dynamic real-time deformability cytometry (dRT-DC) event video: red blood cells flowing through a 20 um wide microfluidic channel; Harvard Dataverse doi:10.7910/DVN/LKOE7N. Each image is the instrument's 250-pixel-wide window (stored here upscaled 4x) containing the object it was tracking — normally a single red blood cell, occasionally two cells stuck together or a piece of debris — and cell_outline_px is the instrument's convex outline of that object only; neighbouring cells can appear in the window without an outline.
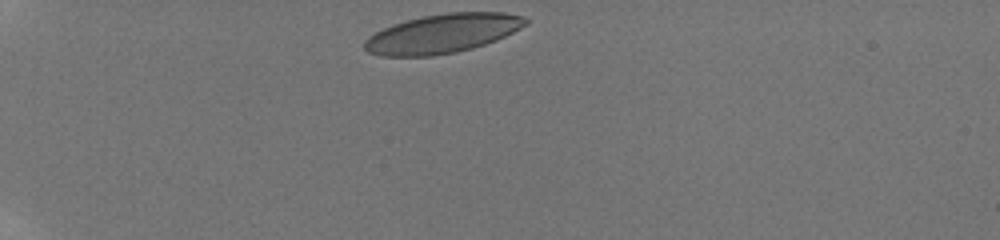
{"species": "human", "species_latin": "Homo sapiens", "temperature_condition": "room temperature", "stored_images_in_passage": 36, "camera_frame_rate_fps": 3000, "um_per_image_px": 0.085, "donor": {"sex": "male"}, "frame": {"image": 1, "passage_image": 1, "time_ms": 0.0, "image_size_px": [1000, 240], "cell_outline_px": [[528, 24], [496, 40], [472, 48], [456, 52], [432, 56], [380, 56], [368, 52], [364, 48], [364, 40], [368, 36], [392, 24], [424, 16], [448, 12], [504, 12], [524, 16], [528, 20]], "centroid_in_image_um": [37.61, 2.85], "position_along_channel_um": 47.4, "area_um2": 36.59}}
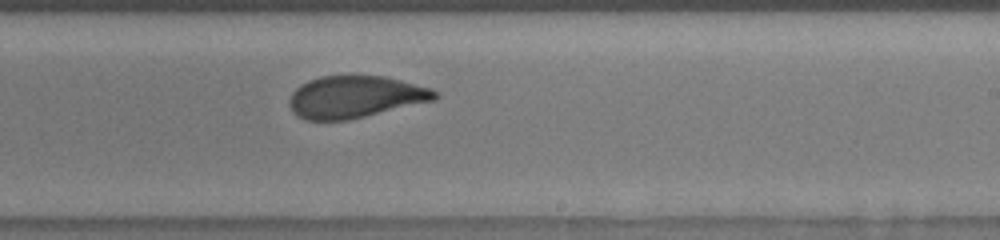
{"frame": {"image": 2, "passage_image": 22, "time_ms": 7.0, "image_size_px": [1000, 240], "cell_outline_px": [[440, 96], [436, 100], [348, 120], [304, 120], [292, 112], [288, 104], [288, 100], [292, 92], [300, 84], [308, 80], [320, 76], [384, 76], [432, 88], [440, 92]], "centroid_in_image_um": [30.19, 8.24], "position_along_channel_um": 258.8, "area_um2": 35.95}}
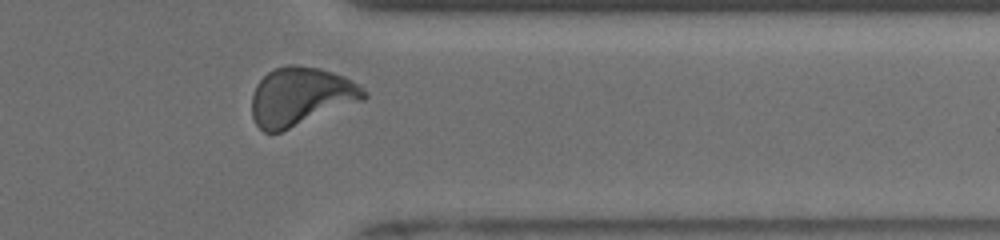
{"frame": {"image": 3, "passage_image": 32, "time_ms": 10.333, "image_size_px": [1000, 240], "cell_outline_px": [[368, 96], [364, 100], [280, 132], [264, 132], [256, 124], [252, 116], [252, 96], [256, 84], [268, 72], [276, 68], [288, 64], [296, 64], [320, 68], [344, 76], [364, 88], [368, 92]], "centroid_in_image_um": [25.57, 8.19], "position_along_channel_um": 385.8, "area_um2": 38.15}, "authors_computed_cell_mechanics": {"area_um2": 36.703, "velocity_mm_per_s": 3.8336, "shape_relaxation_time_tau1_ms": 5.2418, "shape_relaxation_time_tau2_ms": 0.8846, "deformation_change_tau1": 0.1609, "deformation_change_tau2": 0.0674}}